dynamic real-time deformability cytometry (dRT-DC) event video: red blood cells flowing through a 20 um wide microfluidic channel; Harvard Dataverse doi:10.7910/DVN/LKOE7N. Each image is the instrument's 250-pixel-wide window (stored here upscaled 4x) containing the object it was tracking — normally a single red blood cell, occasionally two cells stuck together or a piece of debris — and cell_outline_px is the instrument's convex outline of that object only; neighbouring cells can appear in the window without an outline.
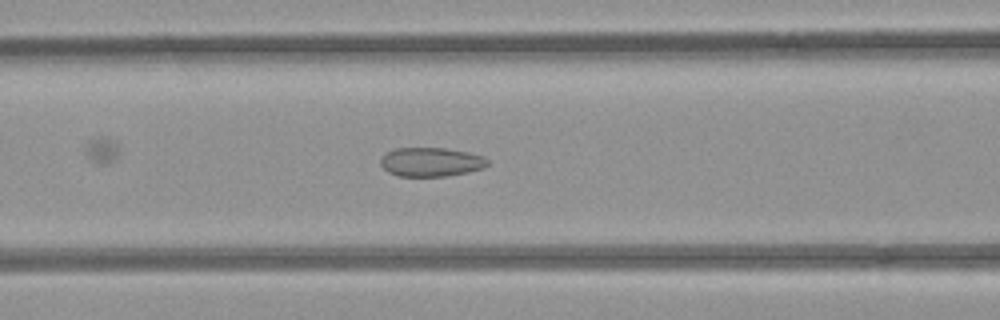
{"species": "common noctule bat (a hibernating species)", "species_latin": "Nyctalus noctula", "temperature_condition": "room temperature", "stored_images_in_passage": 45, "camera_frame_rate_fps": 3000, "um_per_image_px": 0.085, "animal": {"sex": "female", "body_mass_g": 21.9}, "frame": {"image": 1, "passage_image": 13, "time_ms": 4.0, "image_size_px": [1000, 320], "cell_outline_px": [[488, 164], [484, 168], [468, 172], [444, 176], [400, 176], [388, 172], [380, 164], [380, 160], [388, 152], [396, 148], [444, 148], [468, 152], [484, 156], [488, 160]], "centroid_in_image_um": [36.66, 13.77], "position_along_channel_um": 129.9, "area_um2": 17.98}}
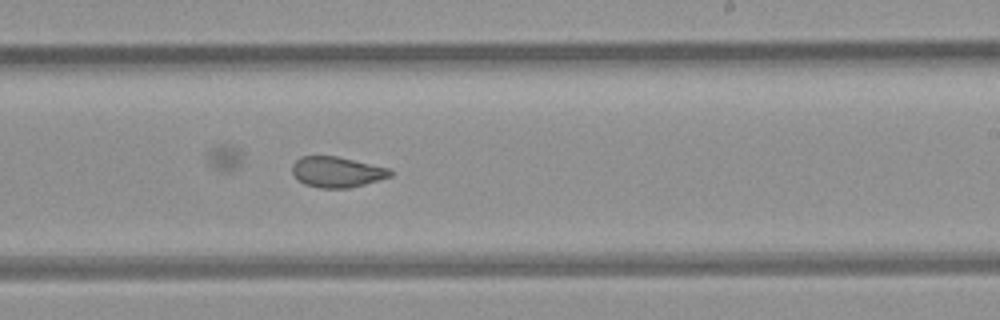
{"frame": {"image": 2, "passage_image": 23, "time_ms": 7.333, "image_size_px": [1000, 320], "cell_outline_px": [[392, 176], [364, 184], [348, 188], [320, 188], [304, 184], [296, 180], [292, 172], [292, 164], [300, 156], [336, 156], [388, 168], [392, 172]], "centroid_in_image_um": [28.58, 14.62], "position_along_channel_um": 260.4, "area_um2": 17.46}}
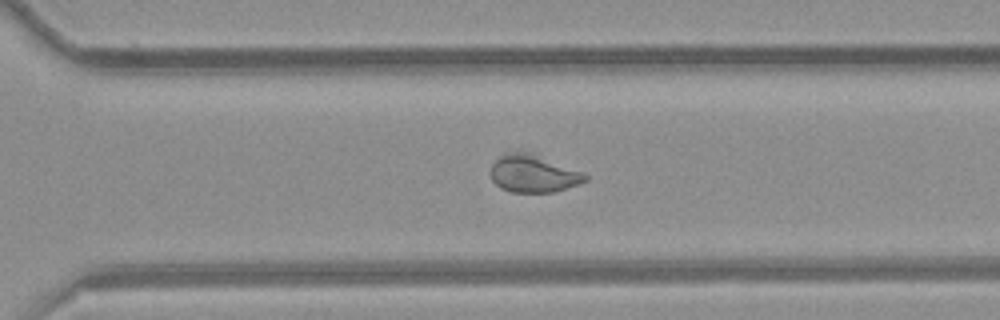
{"frame": {"image": 3, "passage_image": 28, "time_ms": 9.0, "image_size_px": [1000, 320], "cell_outline_px": [[588, 180], [552, 192], [512, 192], [500, 188], [492, 180], [492, 164], [504, 152], [528, 152], [580, 172], [588, 176]], "centroid_in_image_um": [45.27, 14.77], "position_along_channel_um": 325.3, "area_um2": 20.0}}